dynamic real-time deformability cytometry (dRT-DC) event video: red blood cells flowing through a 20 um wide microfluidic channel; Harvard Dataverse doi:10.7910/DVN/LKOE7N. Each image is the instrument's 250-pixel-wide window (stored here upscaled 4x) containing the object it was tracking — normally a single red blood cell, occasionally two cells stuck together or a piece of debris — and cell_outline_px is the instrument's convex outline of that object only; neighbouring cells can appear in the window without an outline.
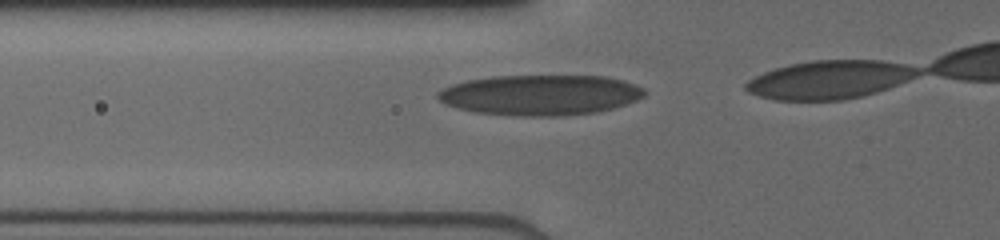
{"species": "human", "species_latin": "Homo sapiens", "temperature_condition": "cold", "stored_images_in_passage": 10, "camera_frame_rate_fps": 3000, "um_per_image_px": 0.085, "donor": {"sex": "male"}, "frame": {"image": 1, "passage_image": 7, "time_ms": 2.667, "image_size_px": [1000, 240], "cell_outline_px": [[648, 92], [644, 96], [636, 100], [600, 112], [560, 116], [516, 116], [476, 112], [456, 108], [440, 100], [436, 96], [436, 92], [452, 84], [468, 80], [492, 76], [604, 76], [620, 80], [644, 88]], "centroid_in_image_um": [45.92, 8.08], "position_along_channel_um": 79.9, "area_um2": 48.61}}
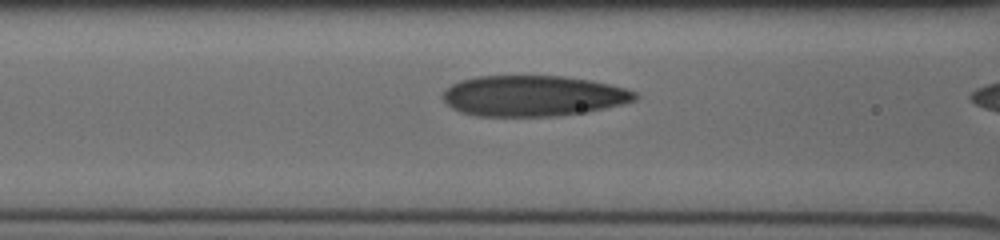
{"frame": {"image": 2, "passage_image": 9, "time_ms": 3.667, "image_size_px": [1000, 240], "cell_outline_px": [[640, 96], [636, 100], [604, 108], [584, 112], [556, 116], [476, 116], [460, 112], [452, 108], [440, 96], [452, 84], [460, 80], [476, 76], [564, 76], [592, 80], [624, 88], [636, 92]], "centroid_in_image_um": [45.3, 8.14], "position_along_channel_um": 121.3, "area_um2": 45.66}}